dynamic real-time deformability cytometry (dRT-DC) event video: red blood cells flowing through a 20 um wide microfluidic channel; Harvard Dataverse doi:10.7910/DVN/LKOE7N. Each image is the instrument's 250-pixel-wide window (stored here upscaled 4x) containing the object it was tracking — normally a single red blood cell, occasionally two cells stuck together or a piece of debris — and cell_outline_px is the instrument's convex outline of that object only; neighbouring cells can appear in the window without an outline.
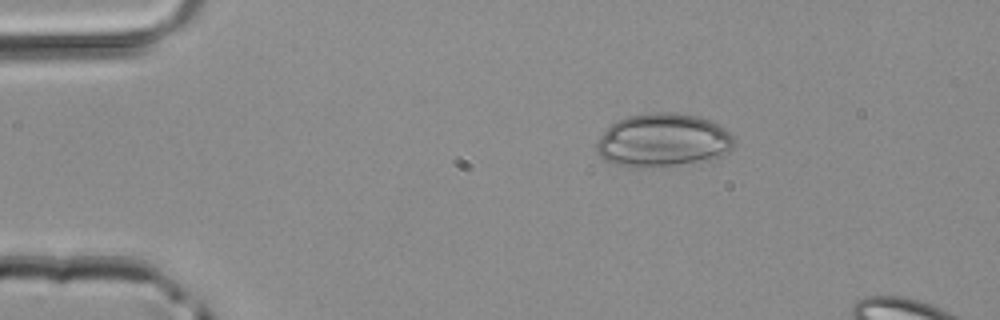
{"species": "common noctule bat (a hibernating species)", "species_latin": "Nyctalus noctula", "temperature_condition": "room temperature", "stored_images_in_passage": 3, "camera_frame_rate_fps": 3000, "um_per_image_px": 0.085, "animal": {"sex": "male", "body_mass_g": 20.4}, "frame": {"image": 1, "passage_image": 1, "time_ms": 0.0, "image_size_px": [1000, 320], "cell_outline_px": [[732, 148], [720, 156], [712, 160], [644, 168], [628, 168], [612, 164], [604, 160], [596, 152], [596, 144], [600, 136], [616, 120], [628, 116], [656, 112], [672, 112], [696, 116], [708, 120], [724, 128], [732, 136]], "centroid_in_image_um": [56.29, 11.95], "position_along_channel_um": 28.7, "area_um2": 42.83}}